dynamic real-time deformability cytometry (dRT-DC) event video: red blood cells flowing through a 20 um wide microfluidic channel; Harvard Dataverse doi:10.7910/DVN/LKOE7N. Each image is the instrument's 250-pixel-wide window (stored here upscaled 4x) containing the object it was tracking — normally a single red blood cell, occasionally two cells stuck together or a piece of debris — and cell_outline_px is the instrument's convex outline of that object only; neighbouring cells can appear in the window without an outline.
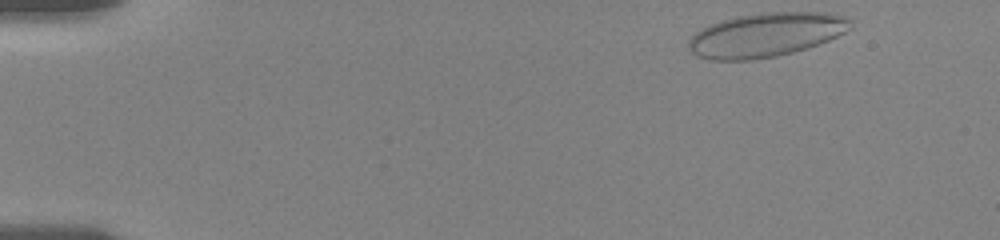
{"species": "human", "species_latin": "Homo sapiens", "temperature_condition": "room temperature", "stored_images_in_passage": 51, "camera_frame_rate_fps": 3000, "um_per_image_px": 0.085, "donor": {"sex": "female"}, "frame": {"image": 1, "passage_image": 1, "time_ms": 0.0, "image_size_px": [1000, 240], "cell_outline_px": [[852, 28], [828, 40], [808, 48], [776, 56], [752, 60], [712, 60], [696, 56], [688, 48], [688, 40], [700, 28], [720, 20], [736, 16], [764, 12], [828, 12], [844, 16], [852, 20]], "centroid_in_image_um": [65.09, 2.95], "position_along_channel_um": 19.9, "area_um2": 41.85}}
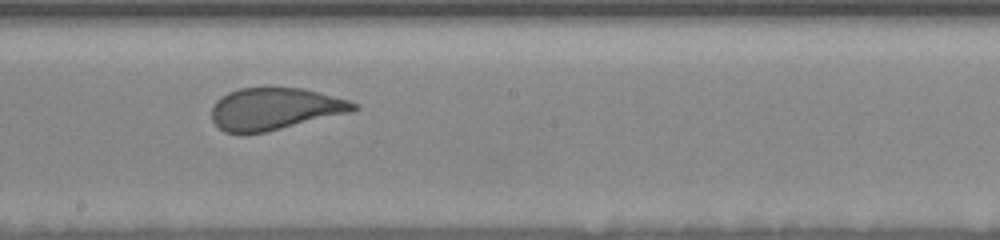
{"frame": {"image": 2, "passage_image": 27, "time_ms": 8.667, "image_size_px": [1000, 240], "cell_outline_px": [[360, 108], [352, 112], [264, 132], [244, 136], [224, 132], [212, 120], [212, 104], [216, 100], [228, 92], [240, 88], [272, 84], [304, 88], [348, 100], [356, 104]], "centroid_in_image_um": [23.31, 9.22], "position_along_channel_um": 224.9, "area_um2": 35.89}}
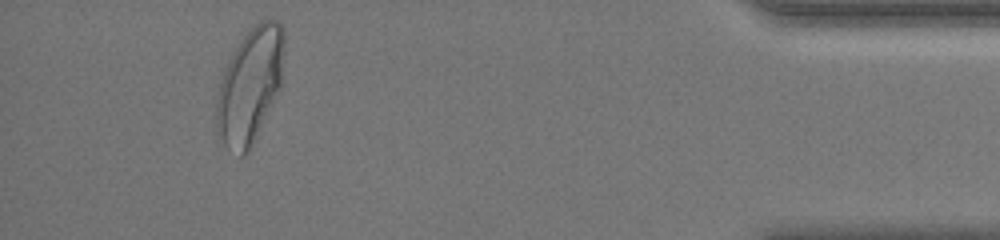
{"frame": {"image": 3, "passage_image": 47, "time_ms": 15.333, "image_size_px": [1000, 240], "cell_outline_px": [[284, 52], [280, 88], [252, 148], [244, 156], [240, 156], [228, 148], [224, 144], [216, 132], [216, 100], [220, 80], [232, 52], [240, 40], [260, 20], [276, 20], [284, 28]], "centroid_in_image_um": [21.24, 7.3], "position_along_channel_um": 414.0, "area_um2": 45.55}, "authors_computed_cell_mechanics": {"area_um2": 38.437, "velocity_mm_per_s": 3.6116, "shape_relaxation_time_tau1_ms": 5.1359, "shape_relaxation_time_tau2_ms": null, "deformation_change_tau1": 0.1675, "deformation_change_tau2": null}}